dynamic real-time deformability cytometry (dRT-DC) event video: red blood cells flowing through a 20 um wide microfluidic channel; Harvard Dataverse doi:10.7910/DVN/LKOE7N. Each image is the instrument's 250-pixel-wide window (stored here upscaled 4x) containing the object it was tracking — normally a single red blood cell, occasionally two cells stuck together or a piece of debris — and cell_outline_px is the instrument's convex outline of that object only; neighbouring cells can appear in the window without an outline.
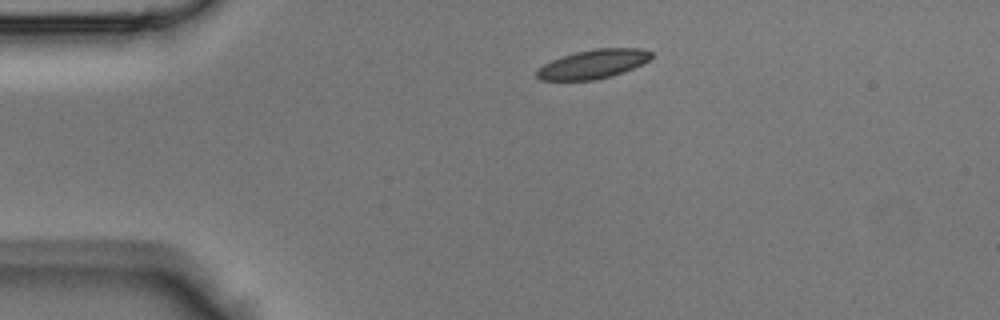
{"species": "Egyptian fruit bat (a non-hibernating species)", "species_latin": "Rousettus aegyptiacus", "temperature_condition": "room temperature", "stored_images_in_passage": 30, "camera_frame_rate_fps": 3000, "um_per_image_px": 0.085, "animal": {"sex": "male"}, "frame": {"image": 1, "passage_image": 1, "time_ms": 0.0, "image_size_px": [1000, 320], "cell_outline_px": [[652, 56], [648, 60], [632, 68], [612, 76], [592, 80], [540, 80], [536, 76], [536, 72], [544, 64], [560, 56], [576, 52], [596, 48], [640, 48], [652, 52]], "centroid_in_image_um": [50.39, 5.44], "position_along_channel_um": 34.6, "area_um2": 19.13}}
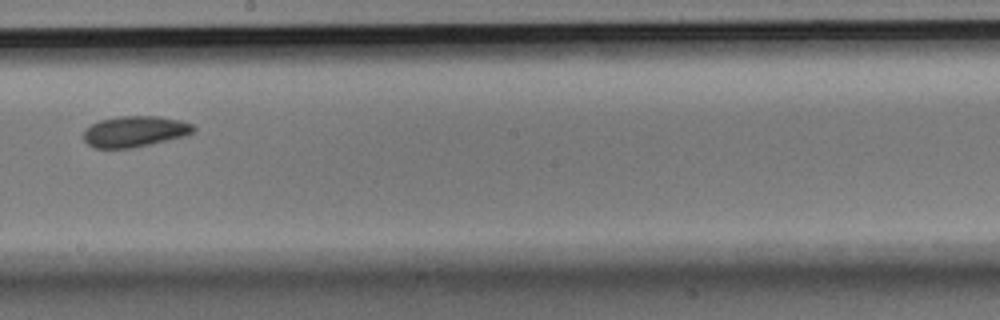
{"frame": {"image": 2, "passage_image": 17, "time_ms": 5.333, "image_size_px": [1000, 320], "cell_outline_px": [[196, 128], [188, 136], [132, 148], [92, 148], [84, 140], [84, 128], [100, 120], [116, 116], [160, 116], [180, 120], [192, 124]], "centroid_in_image_um": [11.46, 11.17], "position_along_channel_um": 236.7, "area_um2": 20.06}}
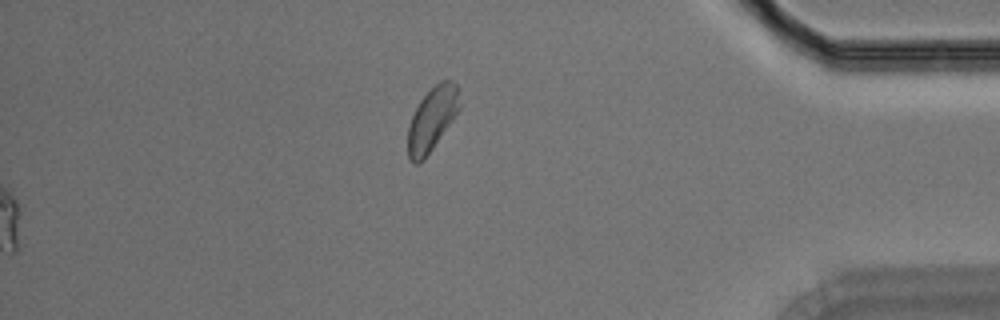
{"frame": {"image": 3, "passage_image": 30, "time_ms": 9.667, "image_size_px": [1000, 320], "cell_outline_px": [[460, 108], [452, 120], [424, 160], [416, 164], [412, 164], [408, 156], [408, 128], [412, 116], [420, 100], [440, 80], [452, 80], [456, 84], [460, 104]], "centroid_in_image_um": [36.71, 10.13], "position_along_channel_um": 398.5, "area_um2": 18.84}}